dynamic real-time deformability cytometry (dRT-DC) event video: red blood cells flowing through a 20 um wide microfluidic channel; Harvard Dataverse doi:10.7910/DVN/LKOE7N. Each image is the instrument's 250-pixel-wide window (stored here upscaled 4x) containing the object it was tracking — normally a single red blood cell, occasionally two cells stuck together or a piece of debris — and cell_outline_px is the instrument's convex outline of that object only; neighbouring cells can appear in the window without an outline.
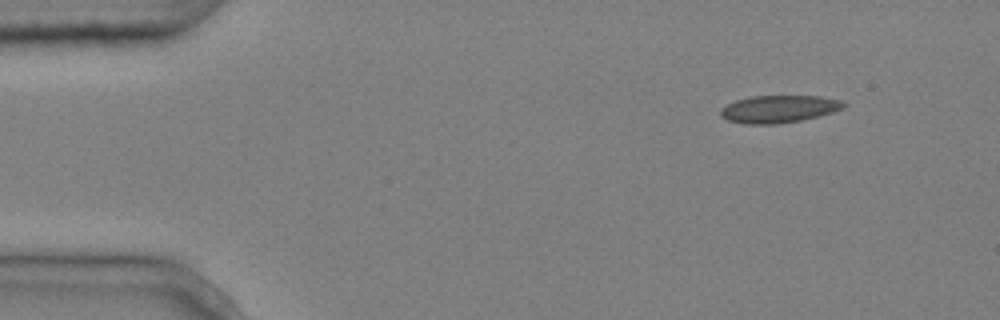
{"species": "common noctule bat (a hibernating species)", "species_latin": "Nyctalus noctula", "temperature_condition": "cold", "stored_images_in_passage": 9, "camera_frame_rate_fps": 3000, "um_per_image_px": 0.085, "animal": {"sex": "male", "body_mass_g": 20.4}, "frame": {"image": 1, "passage_image": 1, "time_ms": 0.0, "image_size_px": [1000, 320], "cell_outline_px": [[848, 104], [844, 108], [832, 112], [800, 120], [780, 124], [744, 124], [728, 120], [720, 116], [720, 108], [736, 100], [748, 96], [820, 96], [840, 100]], "centroid_in_image_um": [66.18, 9.26], "position_along_channel_um": 18.8, "area_um2": 19.71}}
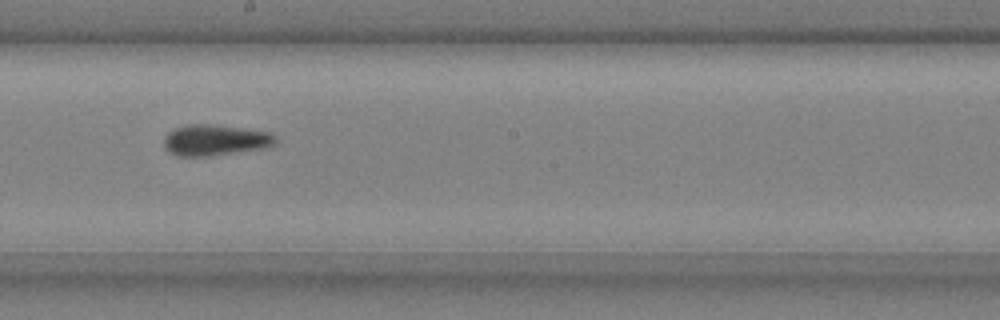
{"frame": {"image": 2, "passage_image": 8, "time_ms": 2.333, "image_size_px": [1000, 320], "cell_outline_px": [[276, 144], [268, 148], [208, 156], [176, 156], [164, 144], [164, 136], [168, 132], [184, 124], [212, 124], [272, 132], [276, 136]], "centroid_in_image_um": [18.34, 11.9], "position_along_channel_um": 229.9, "area_um2": 20.29}}
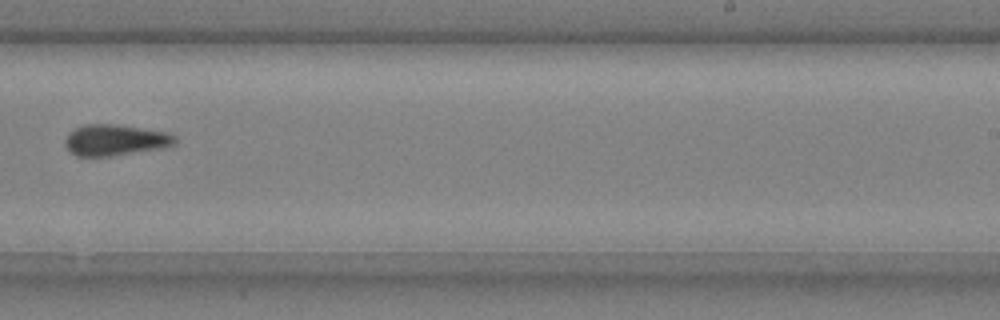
{"frame": {"image": 3, "passage_image": 9, "time_ms": 2.667, "image_size_px": [1000, 320], "cell_outline_px": [[176, 144], [160, 148], [112, 156], [76, 156], [68, 152], [64, 144], [64, 140], [68, 132], [84, 124], [120, 124], [168, 132], [176, 136]], "centroid_in_image_um": [9.76, 11.9], "position_along_channel_um": 279.2, "area_um2": 20.23}}